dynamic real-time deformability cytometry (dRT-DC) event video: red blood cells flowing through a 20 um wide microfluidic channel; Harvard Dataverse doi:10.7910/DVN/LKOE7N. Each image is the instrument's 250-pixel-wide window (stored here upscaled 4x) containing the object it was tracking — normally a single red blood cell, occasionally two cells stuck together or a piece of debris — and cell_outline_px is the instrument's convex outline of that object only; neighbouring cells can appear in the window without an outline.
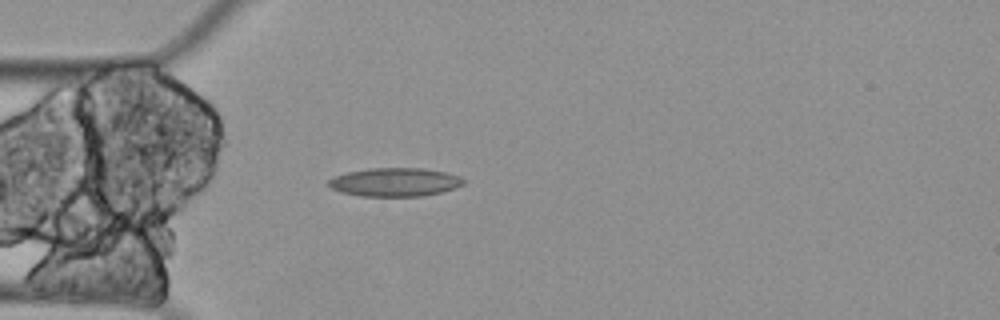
{"species": "Egyptian fruit bat (a non-hibernating species)", "species_latin": "Rousettus aegyptiacus", "temperature_condition": "cold", "stored_images_in_passage": 4, "camera_frame_rate_fps": 3000, "um_per_image_px": 0.085, "animal": {"sex": "female"}, "frame": {"image": 1, "passage_image": 4, "time_ms": 1.0, "image_size_px": [1000, 320], "cell_outline_px": [[464, 184], [456, 188], [424, 196], [360, 196], [340, 192], [332, 188], [328, 184], [328, 180], [336, 176], [348, 172], [368, 168], [424, 168], [444, 172], [460, 176], [464, 180]], "centroid_in_image_um": [33.58, 15.48], "position_along_channel_um": 51.4, "area_um2": 22.43}}